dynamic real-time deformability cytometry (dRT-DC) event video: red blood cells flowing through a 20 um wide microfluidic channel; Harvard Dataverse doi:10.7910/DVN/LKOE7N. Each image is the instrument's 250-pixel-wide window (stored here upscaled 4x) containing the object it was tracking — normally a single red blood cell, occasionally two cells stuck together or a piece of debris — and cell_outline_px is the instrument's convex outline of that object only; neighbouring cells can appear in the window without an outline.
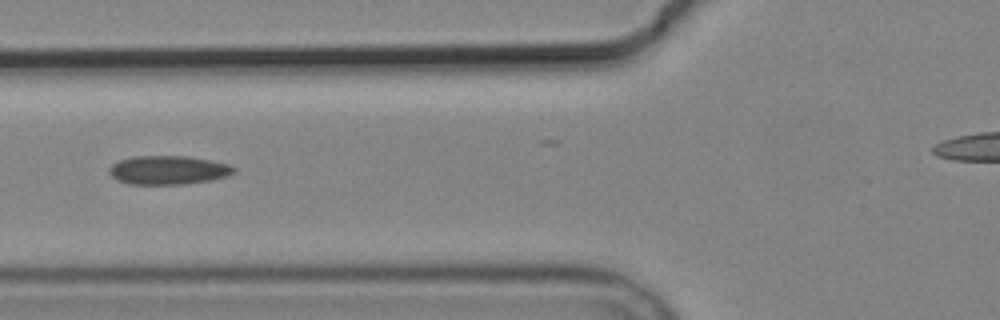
{"species": "common noctule bat (a hibernating species)", "species_latin": "Nyctalus noctula", "temperature_condition": "cold", "stored_images_in_passage": 8, "camera_frame_rate_fps": 3000, "um_per_image_px": 0.085, "animal": {"sex": "male", "body_mass_g": 19.2, "forearm_length_mm": 51.8}, "frame": {"image": 1, "passage_image": 5, "time_ms": 5.667, "image_size_px": [1000, 320], "cell_outline_px": [[236, 172], [228, 176], [212, 180], [184, 184], [128, 184], [116, 180], [108, 172], [108, 168], [112, 164], [120, 160], [132, 156], [188, 156], [232, 164], [236, 168]], "centroid_in_image_um": [14.32, 14.45], "position_along_channel_um": 111.5, "area_um2": 21.21}}
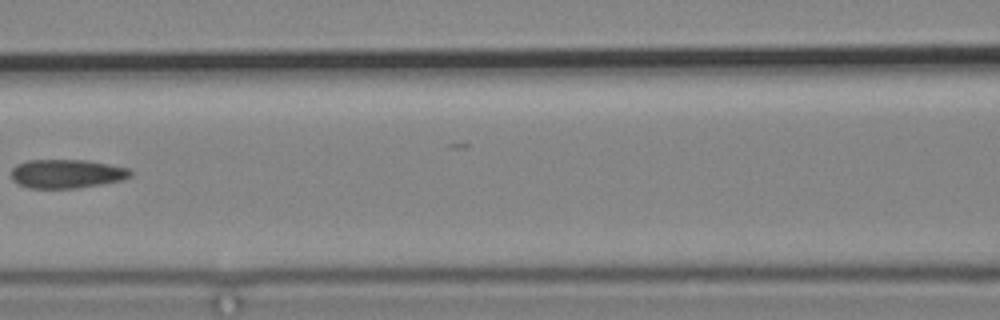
{"frame": {"image": 2, "passage_image": 6, "time_ms": 7.0, "image_size_px": [1000, 320], "cell_outline_px": [[132, 176], [124, 180], [104, 184], [76, 188], [28, 188], [16, 184], [12, 180], [12, 168], [16, 164], [28, 160], [88, 160], [128, 168], [132, 172]], "centroid_in_image_um": [5.67, 14.77], "position_along_channel_um": 160.9, "area_um2": 20.29}}